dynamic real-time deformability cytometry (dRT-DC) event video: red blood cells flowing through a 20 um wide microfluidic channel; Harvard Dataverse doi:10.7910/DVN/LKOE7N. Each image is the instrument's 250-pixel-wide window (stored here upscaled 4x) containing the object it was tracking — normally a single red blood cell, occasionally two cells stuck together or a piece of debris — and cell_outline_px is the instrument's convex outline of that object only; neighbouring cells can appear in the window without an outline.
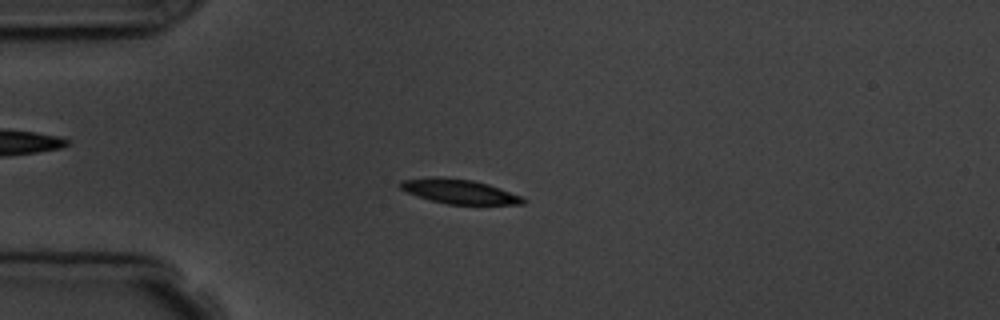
{"species": "common noctule bat (a hibernating species)", "species_latin": "Nyctalus noctula", "temperature_condition": "room temperature", "stored_images_in_passage": 5, "camera_frame_rate_fps": 3000, "um_per_image_px": 0.085, "animal": {"sex": "male", "body_mass_g": 19.5, "forearm_length_mm": 54.6}, "frame": {"image": 1, "passage_image": 3, "time_ms": 3.333, "image_size_px": [1000, 320], "cell_outline_px": [[528, 200], [524, 204], [448, 204], [416, 196], [400, 188], [396, 184], [400, 180], [428, 176], [440, 176], [472, 180], [488, 184], [520, 196]], "centroid_in_image_um": [38.96, 16.25], "position_along_channel_um": 46.0, "area_um2": 17.57}}